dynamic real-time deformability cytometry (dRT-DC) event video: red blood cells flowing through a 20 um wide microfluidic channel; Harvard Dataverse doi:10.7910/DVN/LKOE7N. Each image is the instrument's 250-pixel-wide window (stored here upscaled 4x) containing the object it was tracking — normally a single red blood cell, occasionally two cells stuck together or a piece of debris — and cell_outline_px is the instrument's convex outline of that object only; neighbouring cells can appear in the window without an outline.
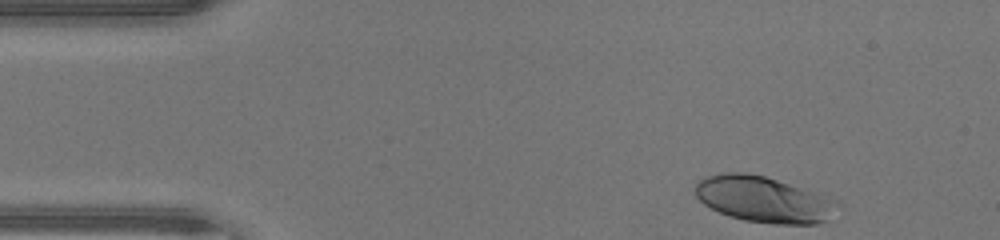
{"species": "human", "species_latin": "Homo sapiens", "temperature_condition": "warm", "stored_images_in_passage": 35, "camera_frame_rate_fps": 3000, "um_per_image_px": 0.085, "donor": {"sex": "male"}, "frame": {"image": 1, "passage_image": 1, "time_ms": 0.0, "image_size_px": [1000, 240], "cell_outline_px": [[844, 204], [824, 220], [816, 224], [772, 224], [744, 220], [720, 212], [704, 204], [696, 196], [696, 184], [700, 180], [708, 176], [720, 172], [748, 172], [764, 176], [836, 200]], "centroid_in_image_um": [64.9, 16.95], "position_along_channel_um": 20.1, "area_um2": 37.63}}
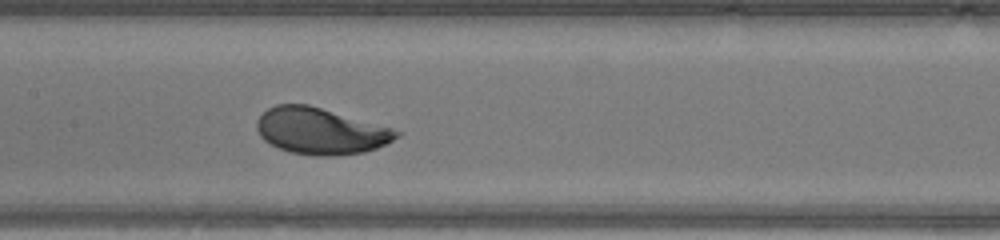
{"frame": {"image": 2, "passage_image": 18, "time_ms": 5.667, "image_size_px": [1000, 240], "cell_outline_px": [[404, 132], [400, 136], [376, 148], [364, 152], [336, 156], [316, 156], [288, 152], [264, 140], [260, 136], [256, 128], [256, 120], [268, 108], [276, 104], [308, 104], [392, 128]], "centroid_in_image_um": [27.24, 11.14], "position_along_channel_um": 180.2, "area_um2": 37.74}}
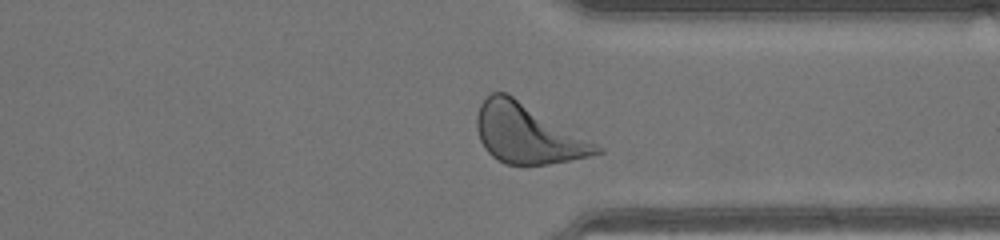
{"frame": {"image": 3, "passage_image": 31, "time_ms": 10.0, "image_size_px": [1000, 240], "cell_outline_px": [[604, 152], [588, 156], [548, 164], [504, 164], [496, 160], [484, 148], [480, 140], [476, 128], [476, 116], [480, 104], [492, 92], [508, 92], [604, 148]], "centroid_in_image_um": [44.81, 11.35], "position_along_channel_um": 366.6, "area_um2": 41.38}, "authors_computed_cell_mechanics": {"area_um2": 37.6278, "velocity_mm_per_s": 4.3526, "shape_relaxation_time_tau1_ms": 2.6769, "shape_relaxation_time_tau2_ms": null, "deformation_change_tau1": 0.1751, "deformation_change_tau2": null}}